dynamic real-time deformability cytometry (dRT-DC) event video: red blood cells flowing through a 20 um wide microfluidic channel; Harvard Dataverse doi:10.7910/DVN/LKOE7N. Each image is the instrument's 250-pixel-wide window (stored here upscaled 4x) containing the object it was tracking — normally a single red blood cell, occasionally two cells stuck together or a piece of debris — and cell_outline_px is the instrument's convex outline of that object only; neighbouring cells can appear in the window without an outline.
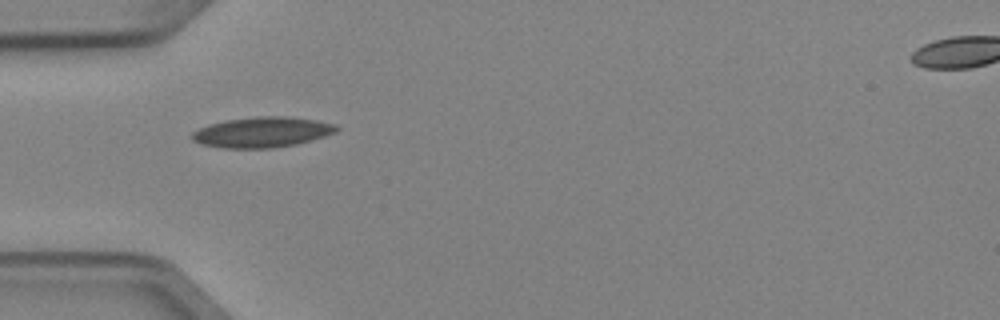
{"species": "Egyptian fruit bat (a non-hibernating species)", "species_latin": "Rousettus aegyptiacus", "temperature_condition": "cold", "stored_images_in_passage": 5, "camera_frame_rate_fps": 3000, "um_per_image_px": 0.085, "animal": {"sex": "female"}, "frame": {"image": 1, "passage_image": 3, "time_ms": 0.667, "image_size_px": [1000, 320], "cell_outline_px": [[340, 128], [336, 132], [312, 140], [296, 144], [272, 148], [224, 148], [200, 144], [192, 140], [192, 132], [208, 124], [224, 120], [256, 116], [288, 116], [316, 120], [336, 124]], "centroid_in_image_um": [22.28, 11.23], "position_along_channel_um": 62.7, "area_um2": 25.78}}
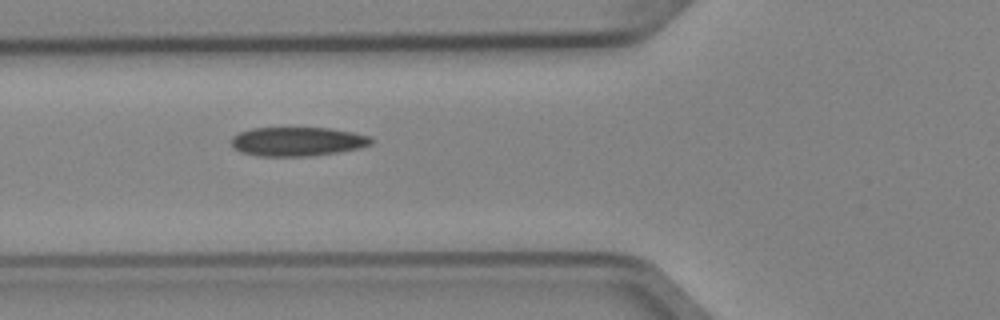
{"frame": {"image": 2, "passage_image": 4, "time_ms": 1.0, "image_size_px": [1000, 320], "cell_outline_px": [[372, 144], [360, 148], [336, 152], [308, 156], [260, 156], [240, 152], [232, 148], [232, 136], [240, 132], [252, 128], [332, 128], [372, 136]], "centroid_in_image_um": [25.28, 12.02], "position_along_channel_um": 100.5, "area_um2": 23.7}}
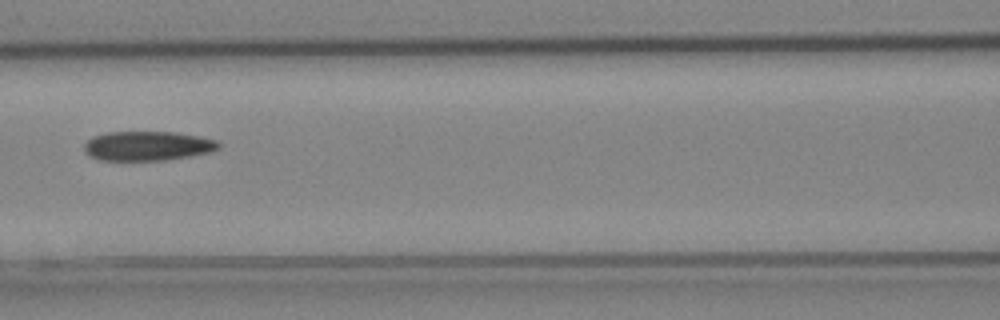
{"frame": {"image": 3, "passage_image": 5, "time_ms": 1.333, "image_size_px": [1000, 320], "cell_outline_px": [[220, 148], [212, 152], [192, 156], [164, 160], [100, 160], [84, 152], [84, 144], [92, 136], [104, 132], [176, 132], [200, 136], [216, 140], [220, 144]], "centroid_in_image_um": [12.56, 12.4], "position_along_channel_um": 154.0, "area_um2": 23.24}}